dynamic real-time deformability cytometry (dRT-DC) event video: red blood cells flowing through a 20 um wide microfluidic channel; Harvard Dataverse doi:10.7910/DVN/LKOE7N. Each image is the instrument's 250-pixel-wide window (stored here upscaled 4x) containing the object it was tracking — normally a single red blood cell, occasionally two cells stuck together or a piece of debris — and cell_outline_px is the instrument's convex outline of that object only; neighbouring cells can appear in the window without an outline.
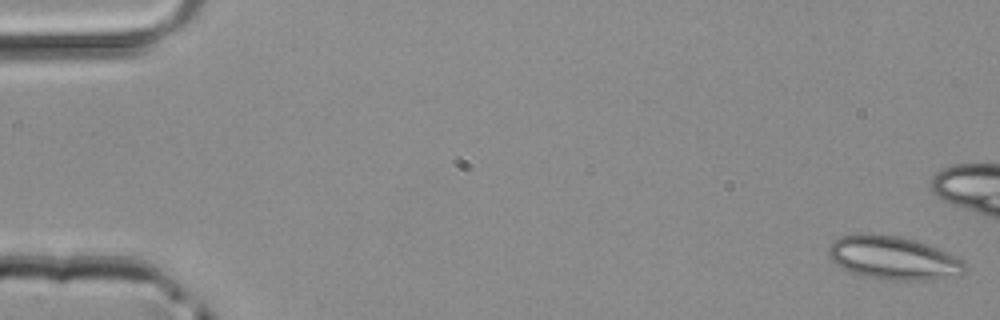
{"species": "common noctule bat (a hibernating species)", "species_latin": "Nyctalus noctula", "temperature_condition": "room temperature", "stored_images_in_passage": 50, "camera_frame_rate_fps": 3000, "um_per_image_px": 0.085, "animal": {"sex": "male", "body_mass_g": 20.4}, "frame": {"image": 1, "passage_image": 1, "time_ms": 0.0, "image_size_px": [1000, 320], "cell_outline_px": [[968, 268], [960, 276], [940, 280], [884, 280], [864, 276], [852, 272], [836, 264], [828, 256], [828, 248], [832, 240], [840, 236], [856, 232], [872, 232], [900, 236], [928, 244], [956, 256], [964, 260], [968, 264]], "centroid_in_image_um": [75.96, 21.91], "position_along_channel_um": 9.0, "area_um2": 35.49}}
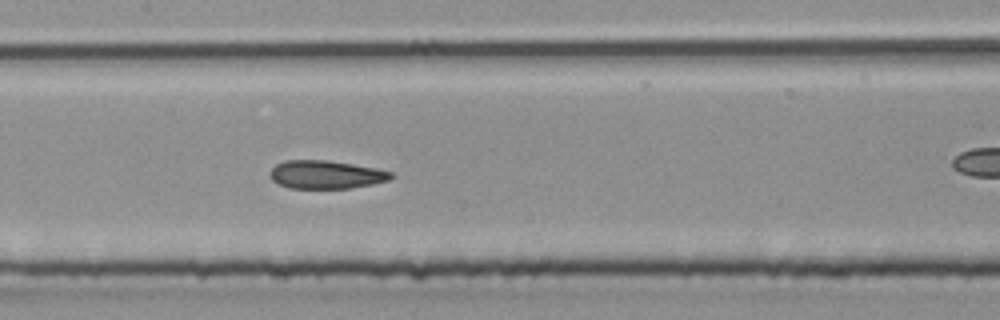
{"frame": {"image": 2, "passage_image": 24, "time_ms": 7.667, "image_size_px": [1000, 320], "cell_outline_px": [[396, 176], [388, 180], [372, 184], [348, 188], [288, 188], [272, 180], [272, 168], [276, 164], [284, 160], [328, 160], [376, 168], [392, 172]], "centroid_in_image_um": [27.73, 14.83], "position_along_channel_um": 179.7, "area_um2": 19.77}}
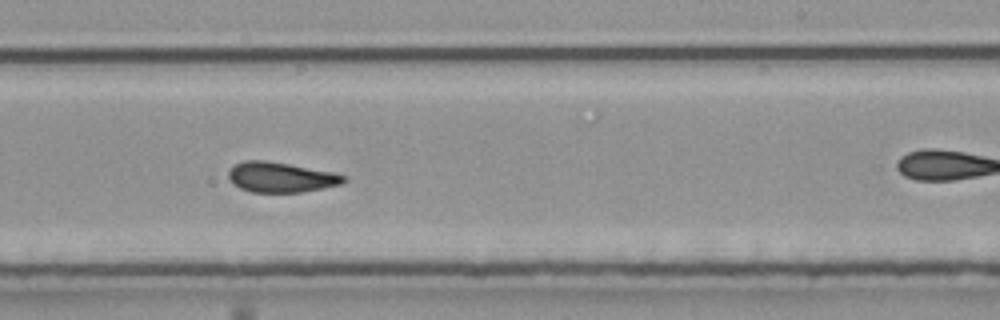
{"frame": {"image": 3, "passage_image": 30, "time_ms": 9.667, "image_size_px": [1000, 320], "cell_outline_px": [[348, 180], [340, 184], [300, 192], [252, 192], [240, 188], [232, 184], [228, 176], [228, 172], [236, 164], [244, 160], [264, 160], [288, 164], [332, 172], [344, 176]], "centroid_in_image_um": [23.83, 15.06], "position_along_channel_um": 265.2, "area_um2": 19.94}}